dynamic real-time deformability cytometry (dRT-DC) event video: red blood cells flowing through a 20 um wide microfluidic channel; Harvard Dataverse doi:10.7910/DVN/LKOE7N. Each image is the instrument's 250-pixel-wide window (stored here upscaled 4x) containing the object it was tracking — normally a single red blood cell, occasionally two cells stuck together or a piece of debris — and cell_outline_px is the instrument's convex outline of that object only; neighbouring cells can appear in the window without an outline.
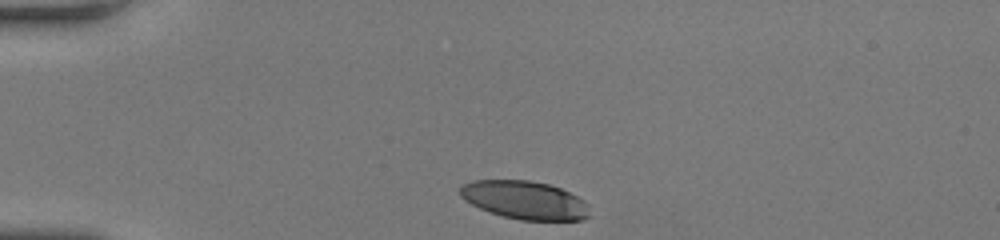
{"species": "human", "species_latin": "Homo sapiens", "temperature_condition": "room temperature", "stored_images_in_passage": 33, "camera_frame_rate_fps": 3000, "um_per_image_px": 0.085, "donor": {"sex": "female"}, "frame": {"image": 1, "passage_image": 1, "time_ms": 0.0, "image_size_px": [1000, 240], "cell_outline_px": [[588, 216], [584, 220], [520, 220], [504, 216], [480, 208], [464, 200], [460, 196], [460, 188], [464, 184], [472, 180], [528, 180], [548, 184], [560, 188], [584, 200], [588, 204]], "centroid_in_image_um": [44.6, 17.0], "position_along_channel_um": 40.4, "area_um2": 28.67}}
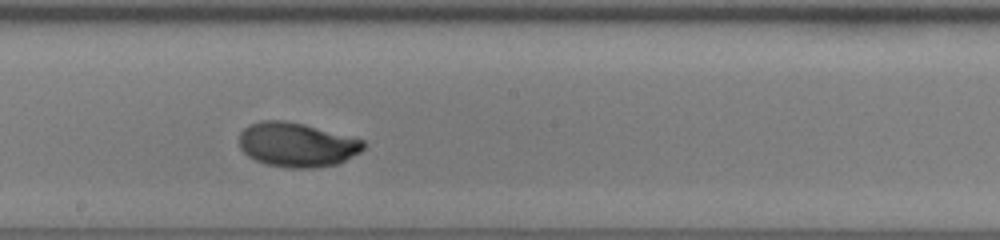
{"frame": {"image": 2, "passage_image": 19, "time_ms": 6.0, "image_size_px": [1000, 240], "cell_outline_px": [[364, 148], [360, 152], [336, 164], [316, 168], [288, 168], [264, 164], [248, 156], [240, 148], [240, 132], [248, 124], [260, 120], [284, 120], [304, 124], [364, 140]], "centroid_in_image_um": [25.2, 12.3], "position_along_channel_um": 223.0, "area_um2": 32.14}}
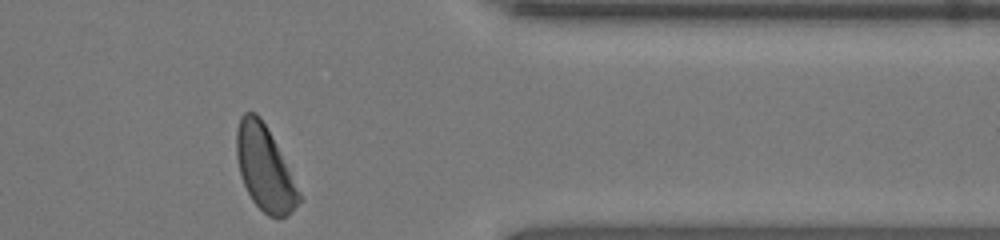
{"frame": {"image": 3, "passage_image": 33, "time_ms": 10.667, "image_size_px": [1000, 240], "cell_outline_px": [[304, 200], [288, 216], [280, 220], [276, 220], [268, 216], [252, 200], [240, 176], [236, 156], [236, 128], [240, 116], [244, 112], [256, 112], [260, 116]], "centroid_in_image_um": [22.49, 14.36], "position_along_channel_um": 388.9, "area_um2": 30.69}, "authors_computed_cell_mechanics": {"area_um2": 31.4432, "velocity_mm_per_s": 3.8207, "shape_relaxation_time_tau1_ms": 7.6529, "shape_relaxation_time_tau2_ms": null, "deformation_change_tau1": 0.3106, "deformation_change_tau2": null}}